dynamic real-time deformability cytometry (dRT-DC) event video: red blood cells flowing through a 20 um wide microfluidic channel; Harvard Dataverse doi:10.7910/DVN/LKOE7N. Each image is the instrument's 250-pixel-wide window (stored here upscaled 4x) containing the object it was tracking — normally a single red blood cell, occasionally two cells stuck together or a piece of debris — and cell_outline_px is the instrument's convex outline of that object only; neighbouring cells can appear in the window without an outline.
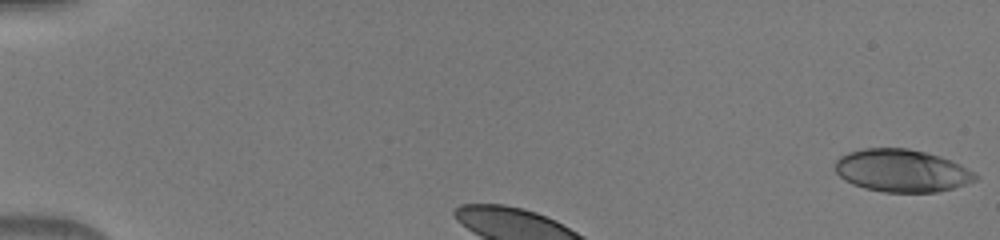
{"species": "human", "species_latin": "Homo sapiens", "temperature_condition": "warm", "stored_images_in_passage": 33, "camera_frame_rate_fps": 3000, "um_per_image_px": 0.085, "donor": {"sex": "male"}, "frame": {"image": 1, "passage_image": 1, "time_ms": 0.0, "image_size_px": [1000, 240], "cell_outline_px": [[980, 176], [976, 180], [952, 188], [936, 192], [884, 192], [864, 188], [852, 184], [844, 180], [836, 172], [836, 160], [840, 156], [848, 152], [864, 148], [908, 148], [940, 156], [952, 160], [960, 164]], "centroid_in_image_um": [76.64, 14.5], "position_along_channel_um": 8.4, "area_um2": 34.8}}
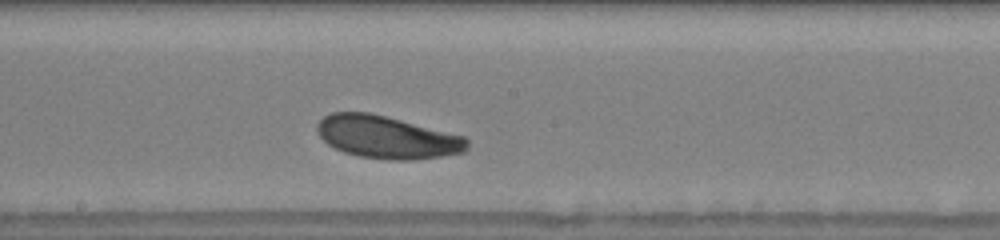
{"frame": {"image": 2, "passage_image": 18, "time_ms": 5.667, "image_size_px": [1000, 240], "cell_outline_px": [[468, 148], [464, 152], [440, 156], [408, 160], [392, 160], [360, 156], [344, 152], [328, 144], [316, 132], [316, 124], [324, 116], [332, 112], [372, 112], [464, 136], [468, 140]], "centroid_in_image_um": [32.87, 11.64], "position_along_channel_um": 215.3, "area_um2": 37.17}}
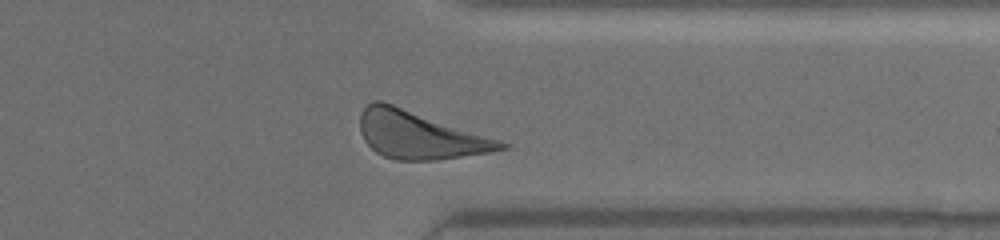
{"frame": {"image": 3, "passage_image": 30, "time_ms": 9.667, "image_size_px": [1000, 240], "cell_outline_px": [[508, 148], [492, 152], [436, 160], [396, 160], [384, 156], [376, 152], [364, 140], [360, 132], [360, 112], [372, 100], [380, 100], [500, 140], [508, 144]], "centroid_in_image_um": [35.64, 11.48], "position_along_channel_um": 375.8, "area_um2": 38.67}}